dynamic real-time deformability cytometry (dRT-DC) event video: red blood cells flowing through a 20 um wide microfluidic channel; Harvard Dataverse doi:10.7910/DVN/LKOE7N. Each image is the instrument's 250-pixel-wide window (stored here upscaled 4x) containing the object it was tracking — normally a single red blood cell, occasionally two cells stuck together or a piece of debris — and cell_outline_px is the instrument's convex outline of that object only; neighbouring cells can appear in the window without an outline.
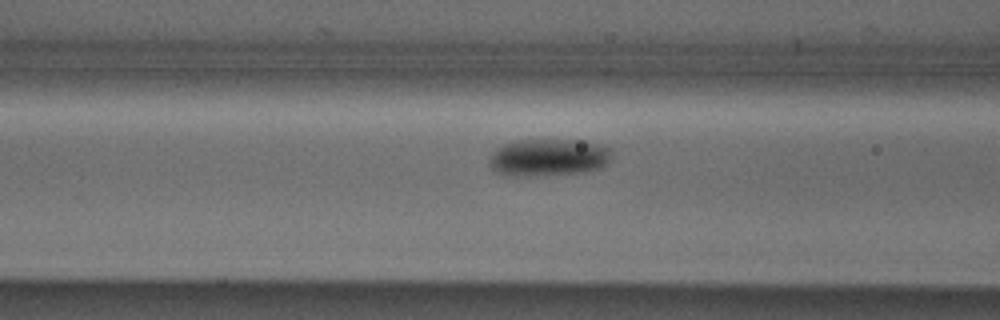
{"species": "Egyptian fruit bat (a non-hibernating species)", "species_latin": "Rousettus aegyptiacus", "temperature_condition": "cold", "stored_images_in_passage": 12, "camera_frame_rate_fps": 3000, "um_per_image_px": 0.085, "animal": {"sex": "male"}, "frame": {"image": 1, "passage_image": 10, "time_ms": 3.0, "image_size_px": [1000, 320], "cell_outline_px": [[612, 156], [600, 168], [580, 172], [524, 176], [504, 176], [496, 172], [488, 164], [488, 156], [496, 148], [504, 144], [516, 140], [580, 140], [600, 144], [612, 148]], "centroid_in_image_um": [46.57, 13.37], "position_along_channel_um": 120.0, "area_um2": 26.76}}